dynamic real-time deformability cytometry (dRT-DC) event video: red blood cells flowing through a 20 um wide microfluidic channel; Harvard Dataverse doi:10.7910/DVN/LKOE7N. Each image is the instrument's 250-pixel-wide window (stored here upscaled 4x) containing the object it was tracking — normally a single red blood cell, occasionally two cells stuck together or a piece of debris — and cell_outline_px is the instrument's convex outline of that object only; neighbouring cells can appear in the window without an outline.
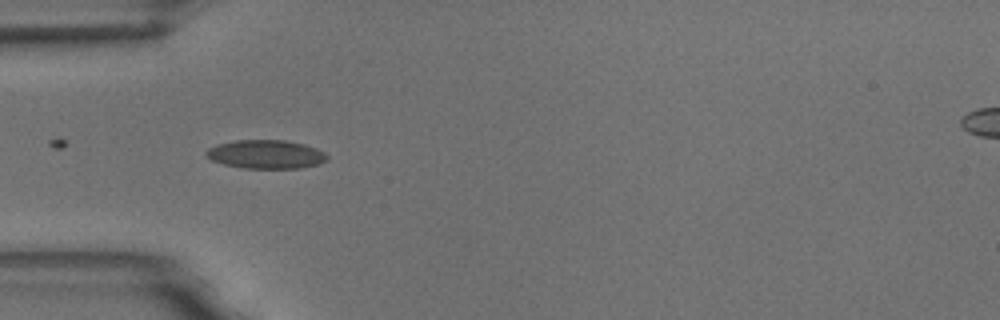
{"species": "common noctule bat (a hibernating species)", "species_latin": "Nyctalus noctula", "temperature_condition": "room temperature", "stored_images_in_passage": 7, "camera_frame_rate_fps": 3000, "um_per_image_px": 0.085, "animal": {"sex": "male", "body_mass_g": 18.8}, "frame": {"image": 1, "passage_image": 6, "time_ms": 6.0, "image_size_px": [1000, 320], "cell_outline_px": [[328, 160], [320, 164], [304, 168], [244, 168], [224, 164], [212, 160], [204, 152], [208, 148], [216, 144], [236, 140], [284, 140], [304, 144], [316, 148], [324, 152], [328, 156]], "centroid_in_image_um": [22.63, 13.11], "position_along_channel_um": 62.4, "area_um2": 20.29}}